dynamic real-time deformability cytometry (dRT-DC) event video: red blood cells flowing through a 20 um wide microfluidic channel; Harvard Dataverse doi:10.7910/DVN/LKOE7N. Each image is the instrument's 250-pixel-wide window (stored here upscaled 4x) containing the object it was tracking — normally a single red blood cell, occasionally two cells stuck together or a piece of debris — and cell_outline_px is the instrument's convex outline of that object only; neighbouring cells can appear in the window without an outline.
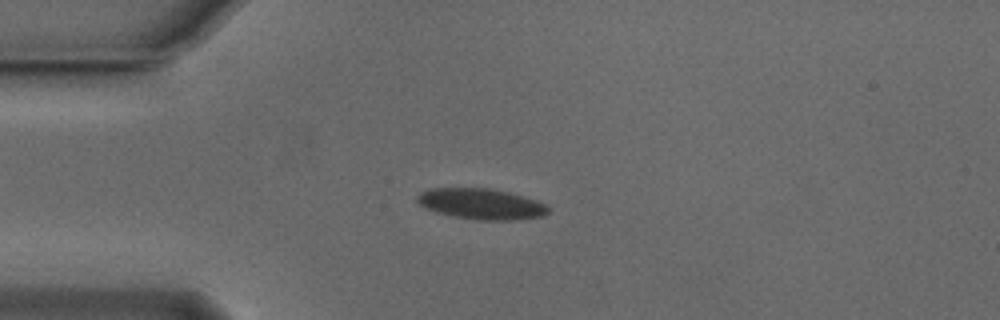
{"species": "Egyptian fruit bat (a non-hibernating species)", "species_latin": "Rousettus aegyptiacus", "temperature_condition": "cold", "stored_images_in_passage": 44, "camera_frame_rate_fps": 3000, "um_per_image_px": 0.085, "animal": {"sex": "male"}, "frame": {"image": 1, "passage_image": 11, "time_ms": 3.333, "image_size_px": [1000, 320], "cell_outline_px": [[548, 212], [544, 216], [512, 220], [480, 220], [452, 216], [436, 212], [420, 204], [416, 200], [416, 196], [420, 192], [432, 188], [488, 188], [508, 192], [536, 200], [548, 204]], "centroid_in_image_um": [40.91, 17.33], "position_along_channel_um": 44.1, "area_um2": 23.41}}
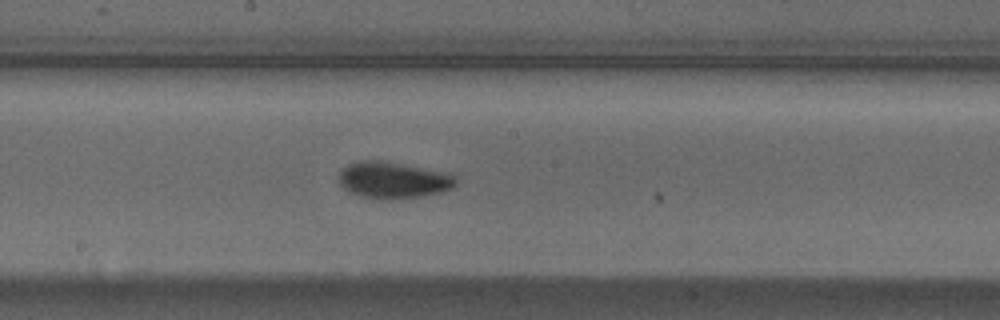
{"frame": {"image": 2, "passage_image": 26, "time_ms": 8.333, "image_size_px": [1000, 320], "cell_outline_px": [[456, 184], [452, 188], [440, 192], [420, 196], [392, 200], [360, 196], [348, 192], [340, 184], [336, 176], [348, 164], [360, 160], [384, 160], [448, 172], [456, 176]], "centroid_in_image_um": [33.41, 15.29], "position_along_channel_um": 214.8, "area_um2": 25.26}}
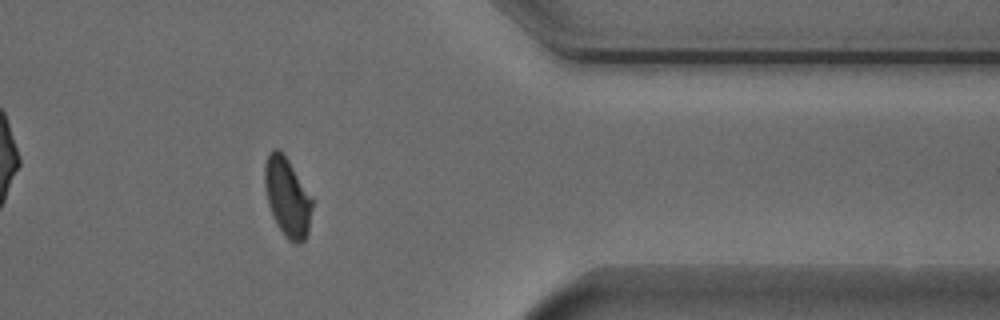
{"frame": {"image": 3, "passage_image": 41, "time_ms": 13.333, "image_size_px": [1000, 320], "cell_outline_px": [[312, 208], [308, 232], [304, 240], [300, 244], [296, 244], [288, 240], [284, 236], [276, 224], [268, 204], [264, 184], [264, 164], [268, 152], [272, 148], [280, 148], [312, 196]], "centroid_in_image_um": [24.41, 16.74], "position_along_channel_um": 387.0, "area_um2": 22.14}, "authors_computed_cell_mechanics": {"area_um2": 23.12, "velocity_mm_per_s": 3.8149, "shape_relaxation_time_tau1_ms": 5.4085, "shape_relaxation_time_tau2_ms": 2.9368, "deformation_change_tau1": 0.1359, "deformation_change_tau2": 0.0579}}